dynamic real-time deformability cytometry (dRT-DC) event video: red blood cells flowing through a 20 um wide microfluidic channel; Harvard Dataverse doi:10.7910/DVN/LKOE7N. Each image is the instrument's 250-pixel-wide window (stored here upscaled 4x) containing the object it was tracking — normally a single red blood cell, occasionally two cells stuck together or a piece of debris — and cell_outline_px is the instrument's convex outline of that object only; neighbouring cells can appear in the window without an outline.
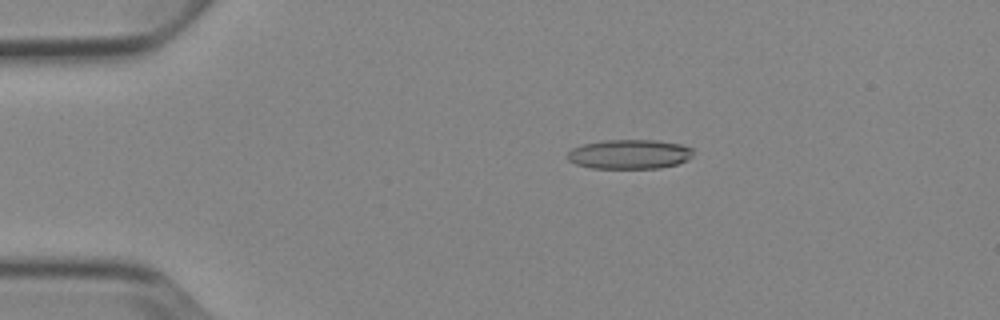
{"species": "Egyptian fruit bat (a non-hibernating species)", "species_latin": "Rousettus aegyptiacus", "temperature_condition": "cold", "stored_images_in_passage": 4, "camera_frame_rate_fps": 3000, "um_per_image_px": 0.085, "animal": {"sex": "female"}, "frame": {"image": 1, "passage_image": 3, "time_ms": 2.333, "image_size_px": [1000, 320], "cell_outline_px": [[692, 156], [688, 160], [676, 164], [660, 168], [592, 168], [576, 164], [568, 160], [568, 152], [572, 148], [584, 144], [604, 140], [656, 140], [680, 144], [692, 148]], "centroid_in_image_um": [53.51, 13.11], "position_along_channel_um": 31.5, "area_um2": 21.5}}